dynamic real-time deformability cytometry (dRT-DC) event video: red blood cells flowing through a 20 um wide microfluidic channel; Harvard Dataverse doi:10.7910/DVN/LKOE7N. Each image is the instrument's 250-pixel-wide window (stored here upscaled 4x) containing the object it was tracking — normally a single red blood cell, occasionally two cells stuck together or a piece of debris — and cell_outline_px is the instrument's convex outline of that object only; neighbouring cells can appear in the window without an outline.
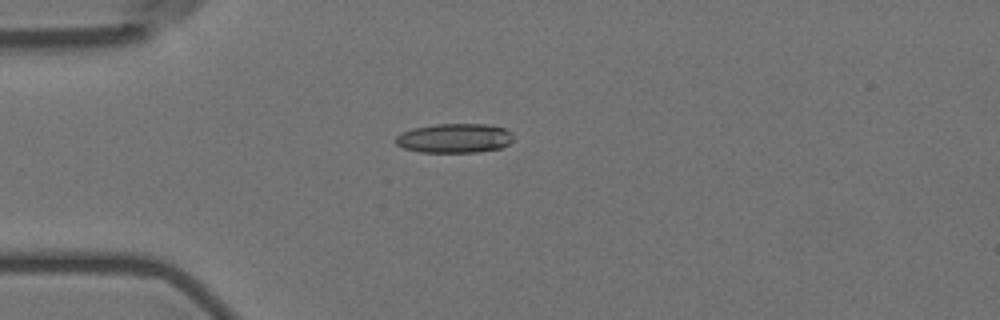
{"species": "Egyptian fruit bat (a non-hibernating species)", "species_latin": "Rousettus aegyptiacus", "temperature_condition": "room temperature", "stored_images_in_passage": 32, "camera_frame_rate_fps": 3000, "um_per_image_px": 0.085, "animal": {"sex": "female"}, "frame": {"image": 1, "passage_image": 1, "time_ms": 0.0, "image_size_px": [1000, 320], "cell_outline_px": [[512, 140], [508, 144], [500, 148], [476, 152], [420, 152], [404, 148], [396, 144], [396, 136], [400, 132], [412, 128], [436, 124], [488, 124], [504, 128], [512, 132]], "centroid_in_image_um": [38.62, 11.74], "position_along_channel_um": 46.4, "area_um2": 20.17}}
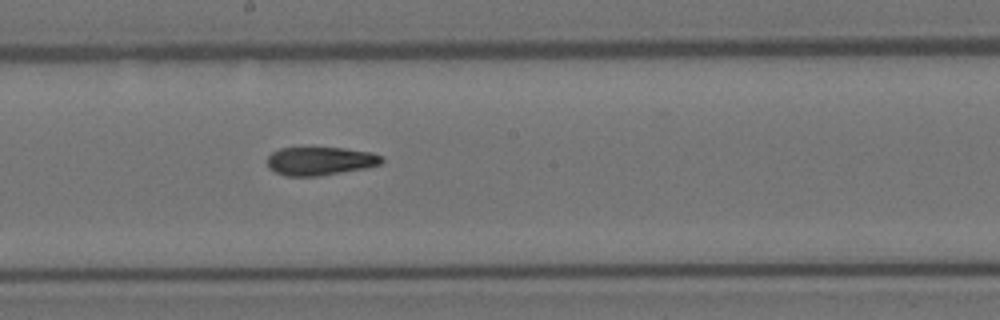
{"frame": {"image": 2, "passage_image": 17, "time_ms": 5.333, "image_size_px": [1000, 320], "cell_outline_px": [[384, 160], [380, 164], [364, 168], [316, 176], [284, 176], [268, 168], [268, 156], [272, 152], [280, 148], [344, 148], [372, 152], [384, 156]], "centroid_in_image_um": [27.22, 13.68], "position_along_channel_um": 221.0, "area_um2": 18.84}}
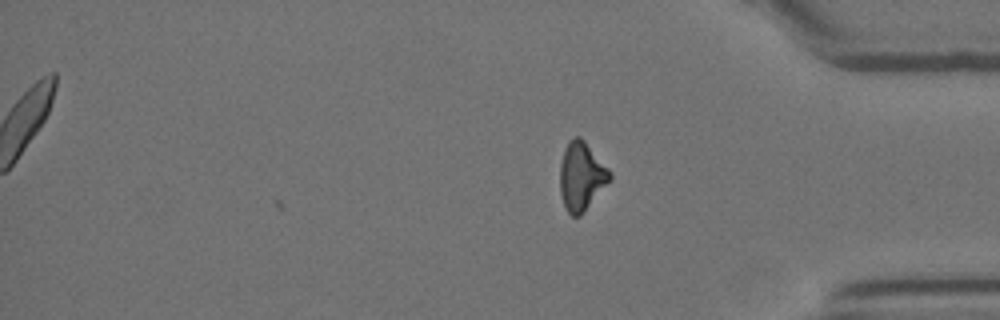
{"frame": {"image": 3, "passage_image": 32, "time_ms": 10.333, "image_size_px": [1000, 320], "cell_outline_px": [[612, 176], [584, 212], [580, 216], [572, 216], [568, 212], [564, 204], [560, 192], [560, 164], [564, 148], [568, 140], [572, 136], [580, 136], [584, 140], [612, 172]], "centroid_in_image_um": [49.4, 14.94], "position_along_channel_um": 385.8, "area_um2": 19.77}, "authors_computed_cell_mechanics": {"area_um2": 19.7676, "velocity_mm_per_s": 3.5996, "shape_relaxation_time_tau1_ms": null, "shape_relaxation_time_tau2_ms": 4.922, "deformation_change_tau1": null, "deformation_change_tau2": 0.1484}}